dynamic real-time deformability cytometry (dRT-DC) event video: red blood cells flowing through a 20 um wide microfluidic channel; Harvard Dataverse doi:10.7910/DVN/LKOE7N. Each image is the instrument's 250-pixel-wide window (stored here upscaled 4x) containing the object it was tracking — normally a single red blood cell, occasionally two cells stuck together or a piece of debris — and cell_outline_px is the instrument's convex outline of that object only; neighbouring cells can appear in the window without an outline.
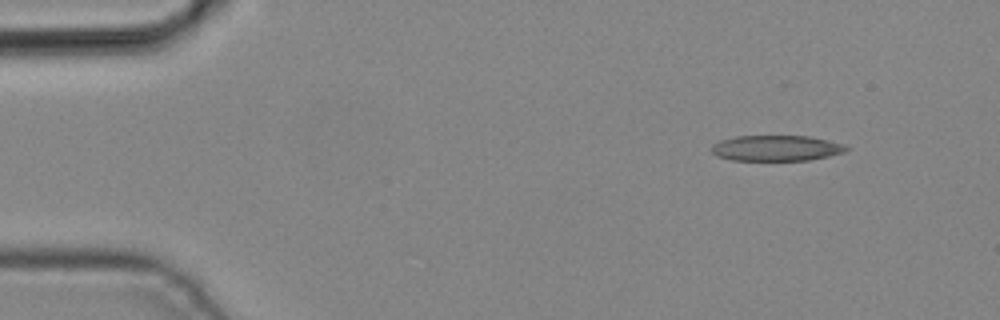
{"species": "common noctule bat (a hibernating species)", "species_latin": "Nyctalus noctula", "temperature_condition": "cold", "stored_images_in_passage": 4, "camera_frame_rate_fps": 3000, "um_per_image_px": 0.085, "animal": {"sex": "male", "body_mass_g": 19.2, "forearm_length_mm": 51.8}, "frame": {"image": 1, "passage_image": 1, "time_ms": 0.0, "image_size_px": [1000, 320], "cell_outline_px": [[852, 148], [844, 152], [828, 156], [808, 160], [732, 160], [716, 156], [712, 152], [712, 144], [720, 140], [736, 136], [808, 136], [828, 140], [844, 144]], "centroid_in_image_um": [65.99, 12.59], "position_along_channel_um": 19.0, "area_um2": 20.17}}
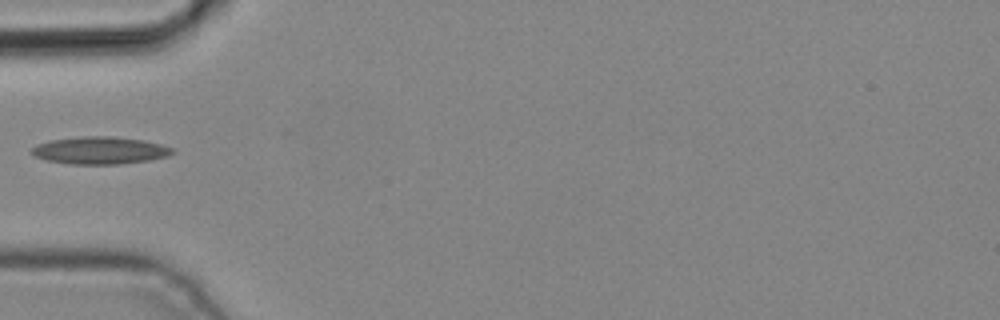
{"frame": {"image": 2, "passage_image": 4, "time_ms": 1.0, "image_size_px": [1000, 320], "cell_outline_px": [[176, 152], [168, 156], [148, 160], [120, 164], [68, 164], [48, 160], [36, 156], [28, 152], [36, 144], [52, 140], [84, 136], [112, 136], [144, 140], [160, 144], [172, 148]], "centroid_in_image_um": [8.5, 12.78], "position_along_channel_um": 76.5, "area_um2": 22.43}}